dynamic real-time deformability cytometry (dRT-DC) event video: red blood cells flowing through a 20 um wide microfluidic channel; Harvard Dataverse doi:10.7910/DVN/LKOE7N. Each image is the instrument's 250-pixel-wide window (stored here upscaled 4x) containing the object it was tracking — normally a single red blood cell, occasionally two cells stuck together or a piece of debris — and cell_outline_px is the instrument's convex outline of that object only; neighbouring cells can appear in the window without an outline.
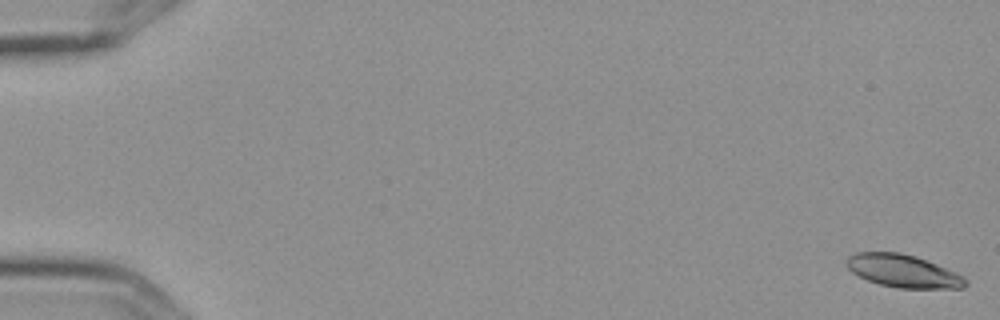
{"species": "Egyptian fruit bat (a non-hibernating species)", "species_latin": "Rousettus aegyptiacus", "temperature_condition": "cold", "stored_images_in_passage": 6, "camera_frame_rate_fps": 3000, "um_per_image_px": 0.085, "frame": {"image": 1, "passage_image": 1, "time_ms": 0.0, "image_size_px": [1000, 320], "cell_outline_px": [[968, 284], [964, 288], [900, 288], [880, 284], [868, 280], [852, 272], [848, 268], [848, 256], [856, 252], [900, 252], [916, 256], [956, 272], [964, 276], [968, 280]], "centroid_in_image_um": [76.81, 23.03], "position_along_channel_um": 8.2, "area_um2": 22.6}}